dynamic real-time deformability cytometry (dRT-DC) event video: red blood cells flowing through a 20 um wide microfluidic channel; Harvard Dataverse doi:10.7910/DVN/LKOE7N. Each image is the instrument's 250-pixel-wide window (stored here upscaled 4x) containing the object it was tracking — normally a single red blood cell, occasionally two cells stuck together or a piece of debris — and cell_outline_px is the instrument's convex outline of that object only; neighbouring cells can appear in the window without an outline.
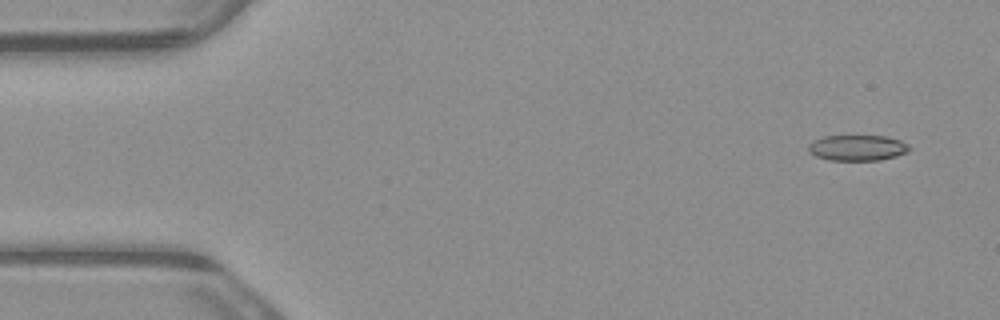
{"species": "common noctule bat (a hibernating species)", "species_latin": "Nyctalus noctula", "temperature_condition": "warm", "stored_images_in_passage": 5, "camera_frame_rate_fps": 3000, "um_per_image_px": 0.085, "animal": {"sex": "male", "body_mass_g": 23.1, "forearm_length_mm": 52.7}, "frame": {"image": 1, "passage_image": 1, "time_ms": 0.0, "image_size_px": [1000, 320], "cell_outline_px": [[912, 148], [908, 152], [896, 156], [880, 160], [828, 160], [816, 156], [808, 152], [808, 144], [824, 136], [884, 136], [900, 140], [908, 144]], "centroid_in_image_um": [72.9, 12.57], "position_along_channel_um": 12.1, "area_um2": 15.14}}
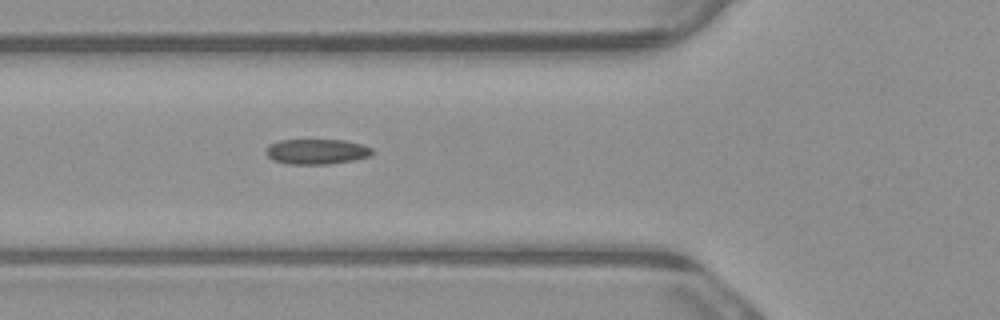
{"frame": {"image": 2, "passage_image": 5, "time_ms": 1.333, "image_size_px": [1000, 320], "cell_outline_px": [[372, 156], [332, 164], [288, 164], [272, 160], [264, 152], [268, 144], [280, 140], [344, 140], [360, 144], [372, 148]], "centroid_in_image_um": [26.88, 12.89], "position_along_channel_um": 98.9, "area_um2": 15.72}}